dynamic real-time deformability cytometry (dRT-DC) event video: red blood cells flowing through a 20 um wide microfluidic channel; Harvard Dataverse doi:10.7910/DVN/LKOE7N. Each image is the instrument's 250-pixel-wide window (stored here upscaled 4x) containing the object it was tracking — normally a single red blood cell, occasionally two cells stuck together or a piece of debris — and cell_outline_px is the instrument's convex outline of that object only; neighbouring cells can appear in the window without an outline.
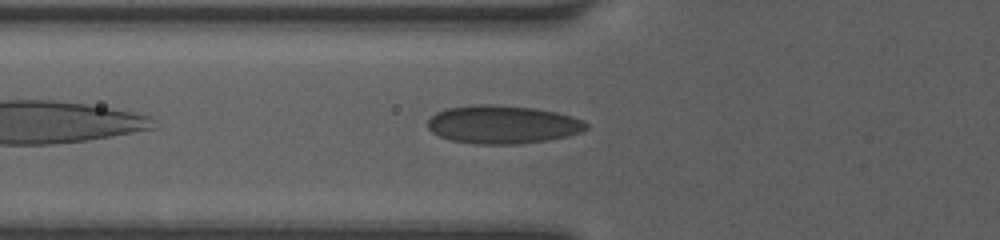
{"species": "human", "species_latin": "Homo sapiens", "temperature_condition": "room temperature", "stored_images_in_passage": 38, "camera_frame_rate_fps": 3000, "um_per_image_px": 0.085, "donor": {"sex": "female"}, "frame": {"image": 1, "passage_image": 8, "time_ms": 2.333, "image_size_px": [1000, 240], "cell_outline_px": [[588, 128], [580, 132], [568, 136], [548, 140], [516, 144], [472, 144], [452, 140], [440, 136], [432, 132], [428, 128], [428, 120], [436, 112], [448, 108], [472, 104], [496, 104], [536, 108], [556, 112], [580, 120], [588, 124]], "centroid_in_image_um": [42.7, 10.58], "position_along_channel_um": 83.1, "area_um2": 35.32}}
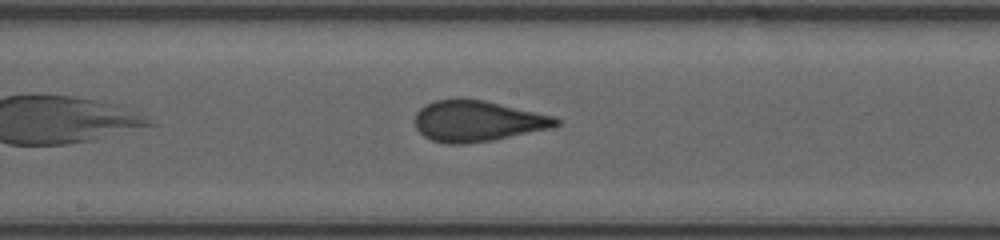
{"frame": {"image": 2, "passage_image": 17, "time_ms": 5.333, "image_size_px": [1000, 240], "cell_outline_px": [[560, 124], [552, 128], [492, 140], [464, 144], [448, 144], [432, 140], [424, 136], [416, 128], [416, 112], [420, 108], [436, 100], [460, 96], [484, 100], [556, 116], [560, 120]], "centroid_in_image_um": [40.6, 10.27], "position_along_channel_um": 207.6, "area_um2": 33.99}}
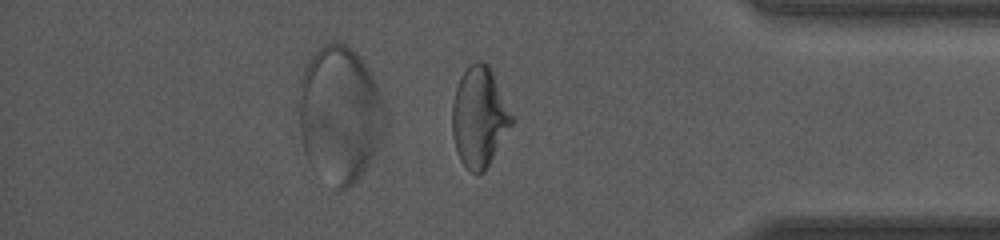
{"frame": {"image": 3, "passage_image": 32, "time_ms": 10.333, "image_size_px": [1000, 240], "cell_outline_px": [[516, 120], [484, 172], [480, 176], [476, 176], [460, 160], [452, 136], [452, 104], [456, 88], [460, 76], [468, 64], [476, 60], [480, 60], [488, 64]], "centroid_in_image_um": [40.75, 9.95], "position_along_channel_um": 394.4, "area_um2": 35.14}}